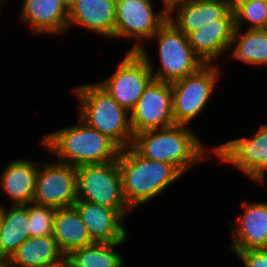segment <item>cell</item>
I'll list each match as a JSON object with an SVG mask.
<instances>
[{
	"label": "cell",
	"instance_id": "cell-24",
	"mask_svg": "<svg viewBox=\"0 0 267 267\" xmlns=\"http://www.w3.org/2000/svg\"><path fill=\"white\" fill-rule=\"evenodd\" d=\"M124 241L114 243H93L75 249L66 255L70 267H123L124 261L119 252L115 251Z\"/></svg>",
	"mask_w": 267,
	"mask_h": 267
},
{
	"label": "cell",
	"instance_id": "cell-27",
	"mask_svg": "<svg viewBox=\"0 0 267 267\" xmlns=\"http://www.w3.org/2000/svg\"><path fill=\"white\" fill-rule=\"evenodd\" d=\"M238 256L244 267H267V249L232 251Z\"/></svg>",
	"mask_w": 267,
	"mask_h": 267
},
{
	"label": "cell",
	"instance_id": "cell-8",
	"mask_svg": "<svg viewBox=\"0 0 267 267\" xmlns=\"http://www.w3.org/2000/svg\"><path fill=\"white\" fill-rule=\"evenodd\" d=\"M168 17L163 8L155 13L152 0H116L114 38L135 39L128 52H139L145 48L142 42L151 40Z\"/></svg>",
	"mask_w": 267,
	"mask_h": 267
},
{
	"label": "cell",
	"instance_id": "cell-35",
	"mask_svg": "<svg viewBox=\"0 0 267 267\" xmlns=\"http://www.w3.org/2000/svg\"><path fill=\"white\" fill-rule=\"evenodd\" d=\"M2 1H3V0H0V13H1V10H2V9H1V7H2V6H1V5H2L1 2H2Z\"/></svg>",
	"mask_w": 267,
	"mask_h": 267
},
{
	"label": "cell",
	"instance_id": "cell-25",
	"mask_svg": "<svg viewBox=\"0 0 267 267\" xmlns=\"http://www.w3.org/2000/svg\"><path fill=\"white\" fill-rule=\"evenodd\" d=\"M235 28L267 29V0H249L234 12ZM244 23V24H243Z\"/></svg>",
	"mask_w": 267,
	"mask_h": 267
},
{
	"label": "cell",
	"instance_id": "cell-14",
	"mask_svg": "<svg viewBox=\"0 0 267 267\" xmlns=\"http://www.w3.org/2000/svg\"><path fill=\"white\" fill-rule=\"evenodd\" d=\"M242 208L244 213L237 218L238 228L229 222L232 238L228 247L232 251L267 249V202L243 201Z\"/></svg>",
	"mask_w": 267,
	"mask_h": 267
},
{
	"label": "cell",
	"instance_id": "cell-21",
	"mask_svg": "<svg viewBox=\"0 0 267 267\" xmlns=\"http://www.w3.org/2000/svg\"><path fill=\"white\" fill-rule=\"evenodd\" d=\"M64 256L53 235H46L29 237L6 262L7 267H43Z\"/></svg>",
	"mask_w": 267,
	"mask_h": 267
},
{
	"label": "cell",
	"instance_id": "cell-18",
	"mask_svg": "<svg viewBox=\"0 0 267 267\" xmlns=\"http://www.w3.org/2000/svg\"><path fill=\"white\" fill-rule=\"evenodd\" d=\"M228 12L224 0H187L174 8L168 19L187 36L207 24L218 23Z\"/></svg>",
	"mask_w": 267,
	"mask_h": 267
},
{
	"label": "cell",
	"instance_id": "cell-7",
	"mask_svg": "<svg viewBox=\"0 0 267 267\" xmlns=\"http://www.w3.org/2000/svg\"><path fill=\"white\" fill-rule=\"evenodd\" d=\"M219 70L214 64H206L198 72L171 83L175 124L188 126L204 110L220 77Z\"/></svg>",
	"mask_w": 267,
	"mask_h": 267
},
{
	"label": "cell",
	"instance_id": "cell-11",
	"mask_svg": "<svg viewBox=\"0 0 267 267\" xmlns=\"http://www.w3.org/2000/svg\"><path fill=\"white\" fill-rule=\"evenodd\" d=\"M133 134L175 125L171 83L153 79L130 111Z\"/></svg>",
	"mask_w": 267,
	"mask_h": 267
},
{
	"label": "cell",
	"instance_id": "cell-3",
	"mask_svg": "<svg viewBox=\"0 0 267 267\" xmlns=\"http://www.w3.org/2000/svg\"><path fill=\"white\" fill-rule=\"evenodd\" d=\"M117 163L123 195L131 209L157 197L182 176L175 166L147 159L132 146L121 149Z\"/></svg>",
	"mask_w": 267,
	"mask_h": 267
},
{
	"label": "cell",
	"instance_id": "cell-34",
	"mask_svg": "<svg viewBox=\"0 0 267 267\" xmlns=\"http://www.w3.org/2000/svg\"><path fill=\"white\" fill-rule=\"evenodd\" d=\"M0 267H7V262H6V260L0 258Z\"/></svg>",
	"mask_w": 267,
	"mask_h": 267
},
{
	"label": "cell",
	"instance_id": "cell-2",
	"mask_svg": "<svg viewBox=\"0 0 267 267\" xmlns=\"http://www.w3.org/2000/svg\"><path fill=\"white\" fill-rule=\"evenodd\" d=\"M194 134L190 127L175 124L135 134L131 146L141 156L171 164L184 175L193 165L209 158L203 142Z\"/></svg>",
	"mask_w": 267,
	"mask_h": 267
},
{
	"label": "cell",
	"instance_id": "cell-33",
	"mask_svg": "<svg viewBox=\"0 0 267 267\" xmlns=\"http://www.w3.org/2000/svg\"><path fill=\"white\" fill-rule=\"evenodd\" d=\"M76 0H63V2L67 5L69 8Z\"/></svg>",
	"mask_w": 267,
	"mask_h": 267
},
{
	"label": "cell",
	"instance_id": "cell-9",
	"mask_svg": "<svg viewBox=\"0 0 267 267\" xmlns=\"http://www.w3.org/2000/svg\"><path fill=\"white\" fill-rule=\"evenodd\" d=\"M116 69L97 84L130 112L154 78L146 59L139 52H127Z\"/></svg>",
	"mask_w": 267,
	"mask_h": 267
},
{
	"label": "cell",
	"instance_id": "cell-6",
	"mask_svg": "<svg viewBox=\"0 0 267 267\" xmlns=\"http://www.w3.org/2000/svg\"><path fill=\"white\" fill-rule=\"evenodd\" d=\"M77 199L115 210H132L123 195L117 160L76 167Z\"/></svg>",
	"mask_w": 267,
	"mask_h": 267
},
{
	"label": "cell",
	"instance_id": "cell-29",
	"mask_svg": "<svg viewBox=\"0 0 267 267\" xmlns=\"http://www.w3.org/2000/svg\"><path fill=\"white\" fill-rule=\"evenodd\" d=\"M187 0H163V9L170 13L176 6L186 2Z\"/></svg>",
	"mask_w": 267,
	"mask_h": 267
},
{
	"label": "cell",
	"instance_id": "cell-1",
	"mask_svg": "<svg viewBox=\"0 0 267 267\" xmlns=\"http://www.w3.org/2000/svg\"><path fill=\"white\" fill-rule=\"evenodd\" d=\"M79 124L43 136L41 143L59 162L79 167L118 160L121 148L79 117Z\"/></svg>",
	"mask_w": 267,
	"mask_h": 267
},
{
	"label": "cell",
	"instance_id": "cell-15",
	"mask_svg": "<svg viewBox=\"0 0 267 267\" xmlns=\"http://www.w3.org/2000/svg\"><path fill=\"white\" fill-rule=\"evenodd\" d=\"M234 30V12L229 11L218 19V23H210L190 32L188 42L205 64H215L218 58L229 52Z\"/></svg>",
	"mask_w": 267,
	"mask_h": 267
},
{
	"label": "cell",
	"instance_id": "cell-4",
	"mask_svg": "<svg viewBox=\"0 0 267 267\" xmlns=\"http://www.w3.org/2000/svg\"><path fill=\"white\" fill-rule=\"evenodd\" d=\"M73 92L79 99V117L84 122L109 137L121 149L132 145L134 134L128 116L130 112L97 83L80 85Z\"/></svg>",
	"mask_w": 267,
	"mask_h": 267
},
{
	"label": "cell",
	"instance_id": "cell-19",
	"mask_svg": "<svg viewBox=\"0 0 267 267\" xmlns=\"http://www.w3.org/2000/svg\"><path fill=\"white\" fill-rule=\"evenodd\" d=\"M39 163L27 159L9 162L0 174V188L9 196L12 205H26L33 202Z\"/></svg>",
	"mask_w": 267,
	"mask_h": 267
},
{
	"label": "cell",
	"instance_id": "cell-31",
	"mask_svg": "<svg viewBox=\"0 0 267 267\" xmlns=\"http://www.w3.org/2000/svg\"><path fill=\"white\" fill-rule=\"evenodd\" d=\"M43 267H70L69 259L67 256H64L57 262L45 265Z\"/></svg>",
	"mask_w": 267,
	"mask_h": 267
},
{
	"label": "cell",
	"instance_id": "cell-20",
	"mask_svg": "<svg viewBox=\"0 0 267 267\" xmlns=\"http://www.w3.org/2000/svg\"><path fill=\"white\" fill-rule=\"evenodd\" d=\"M52 235L65 256L75 249L95 243L74 206L56 209Z\"/></svg>",
	"mask_w": 267,
	"mask_h": 267
},
{
	"label": "cell",
	"instance_id": "cell-30",
	"mask_svg": "<svg viewBox=\"0 0 267 267\" xmlns=\"http://www.w3.org/2000/svg\"><path fill=\"white\" fill-rule=\"evenodd\" d=\"M227 4L229 11L235 12L238 8H240L244 3L249 0H224Z\"/></svg>",
	"mask_w": 267,
	"mask_h": 267
},
{
	"label": "cell",
	"instance_id": "cell-16",
	"mask_svg": "<svg viewBox=\"0 0 267 267\" xmlns=\"http://www.w3.org/2000/svg\"><path fill=\"white\" fill-rule=\"evenodd\" d=\"M116 0H76L68 8V28L81 26L106 38H114Z\"/></svg>",
	"mask_w": 267,
	"mask_h": 267
},
{
	"label": "cell",
	"instance_id": "cell-26",
	"mask_svg": "<svg viewBox=\"0 0 267 267\" xmlns=\"http://www.w3.org/2000/svg\"><path fill=\"white\" fill-rule=\"evenodd\" d=\"M56 209L28 204L29 236L39 237L53 234V219Z\"/></svg>",
	"mask_w": 267,
	"mask_h": 267
},
{
	"label": "cell",
	"instance_id": "cell-32",
	"mask_svg": "<svg viewBox=\"0 0 267 267\" xmlns=\"http://www.w3.org/2000/svg\"><path fill=\"white\" fill-rule=\"evenodd\" d=\"M2 224H3V206L0 205V233L2 230Z\"/></svg>",
	"mask_w": 267,
	"mask_h": 267
},
{
	"label": "cell",
	"instance_id": "cell-5",
	"mask_svg": "<svg viewBox=\"0 0 267 267\" xmlns=\"http://www.w3.org/2000/svg\"><path fill=\"white\" fill-rule=\"evenodd\" d=\"M151 39L158 43L160 68L155 72L144 48L139 53L146 59L155 80L172 83L198 72L206 65L189 44L188 37L169 19Z\"/></svg>",
	"mask_w": 267,
	"mask_h": 267
},
{
	"label": "cell",
	"instance_id": "cell-23",
	"mask_svg": "<svg viewBox=\"0 0 267 267\" xmlns=\"http://www.w3.org/2000/svg\"><path fill=\"white\" fill-rule=\"evenodd\" d=\"M28 204L3 207L0 258L8 260L29 236Z\"/></svg>",
	"mask_w": 267,
	"mask_h": 267
},
{
	"label": "cell",
	"instance_id": "cell-28",
	"mask_svg": "<svg viewBox=\"0 0 267 267\" xmlns=\"http://www.w3.org/2000/svg\"><path fill=\"white\" fill-rule=\"evenodd\" d=\"M267 172V158L266 161L261 163L247 176L249 179L256 181L258 184L263 183Z\"/></svg>",
	"mask_w": 267,
	"mask_h": 267
},
{
	"label": "cell",
	"instance_id": "cell-22",
	"mask_svg": "<svg viewBox=\"0 0 267 267\" xmlns=\"http://www.w3.org/2000/svg\"><path fill=\"white\" fill-rule=\"evenodd\" d=\"M229 53L234 60L267 67V29L235 28Z\"/></svg>",
	"mask_w": 267,
	"mask_h": 267
},
{
	"label": "cell",
	"instance_id": "cell-17",
	"mask_svg": "<svg viewBox=\"0 0 267 267\" xmlns=\"http://www.w3.org/2000/svg\"><path fill=\"white\" fill-rule=\"evenodd\" d=\"M20 22L32 34L60 35L68 29V7L63 0H23Z\"/></svg>",
	"mask_w": 267,
	"mask_h": 267
},
{
	"label": "cell",
	"instance_id": "cell-12",
	"mask_svg": "<svg viewBox=\"0 0 267 267\" xmlns=\"http://www.w3.org/2000/svg\"><path fill=\"white\" fill-rule=\"evenodd\" d=\"M87 227L91 239L97 243H114L127 240L124 219L131 210H115L86 200L73 205Z\"/></svg>",
	"mask_w": 267,
	"mask_h": 267
},
{
	"label": "cell",
	"instance_id": "cell-10",
	"mask_svg": "<svg viewBox=\"0 0 267 267\" xmlns=\"http://www.w3.org/2000/svg\"><path fill=\"white\" fill-rule=\"evenodd\" d=\"M76 201V167L59 161L40 162L32 203L58 209L71 207Z\"/></svg>",
	"mask_w": 267,
	"mask_h": 267
},
{
	"label": "cell",
	"instance_id": "cell-13",
	"mask_svg": "<svg viewBox=\"0 0 267 267\" xmlns=\"http://www.w3.org/2000/svg\"><path fill=\"white\" fill-rule=\"evenodd\" d=\"M213 155L222 162L237 167L248 176L260 163L267 158V124H260L253 136L227 141L212 149Z\"/></svg>",
	"mask_w": 267,
	"mask_h": 267
}]
</instances>
